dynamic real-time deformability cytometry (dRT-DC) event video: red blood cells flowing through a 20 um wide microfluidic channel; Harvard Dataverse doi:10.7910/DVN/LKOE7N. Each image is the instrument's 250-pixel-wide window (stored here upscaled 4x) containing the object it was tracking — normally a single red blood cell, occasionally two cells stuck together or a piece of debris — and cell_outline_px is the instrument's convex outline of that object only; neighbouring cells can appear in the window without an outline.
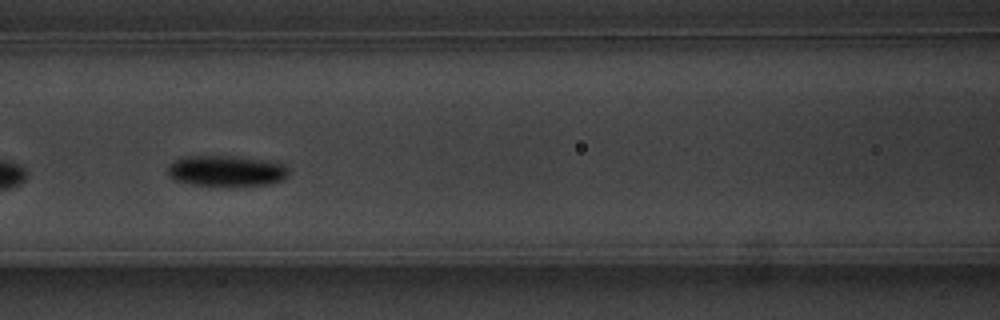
{"species": "common noctule bat (a hibernating species)", "species_latin": "Nyctalus noctula", "temperature_condition": "warm", "stored_images_in_passage": 53, "camera_frame_rate_fps": 3000, "um_per_image_px": 0.085, "animal": {"sex": "male", "body_mass_g": 20.1, "forearm_length_mm": 53.5}, "frame": {"image": 1, "passage_image": 23, "time_ms": 7.333, "image_size_px": [1000, 320], "cell_outline_px": [[288, 176], [284, 180], [268, 184], [192, 184], [176, 180], [168, 176], [168, 164], [172, 160], [184, 156], [240, 156], [276, 160], [284, 164], [288, 168]], "centroid_in_image_um": [19.28, 14.47], "position_along_channel_um": 147.3, "area_um2": 21.79}}
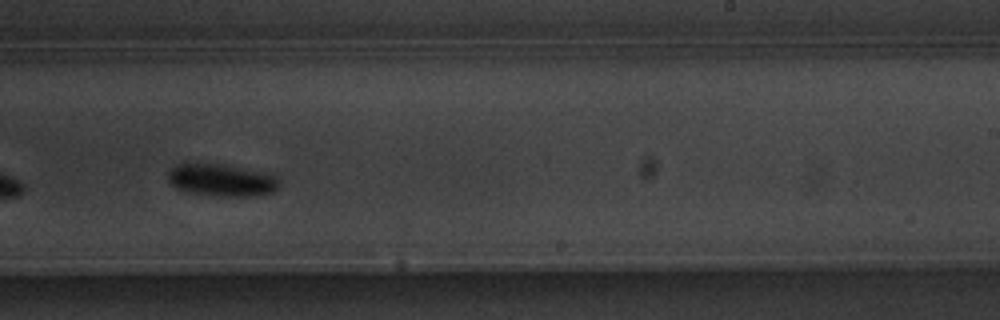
{"frame": {"image": 2, "passage_image": 33, "time_ms": 10.667, "image_size_px": [1000, 320], "cell_outline_px": [[280, 184], [272, 192], [256, 196], [216, 196], [192, 192], [176, 188], [168, 180], [168, 172], [176, 164], [184, 160], [188, 160], [220, 164], [272, 172], [280, 180]], "centroid_in_image_um": [18.84, 15.25], "position_along_channel_um": 270.2, "area_um2": 21.73}}
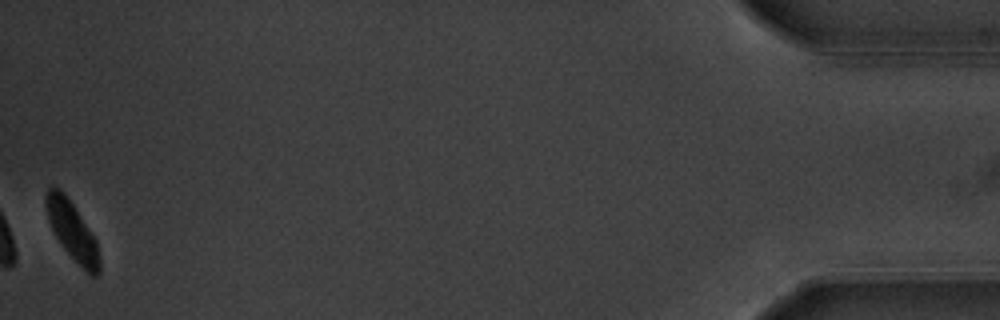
{"frame": {"image": 3, "passage_image": 53, "time_ms": 17.333, "image_size_px": [1000, 320], "cell_outline_px": [[100, 272], [96, 276], [92, 276], [60, 244], [48, 220], [44, 200], [44, 196], [48, 188], [52, 184], [60, 188], [64, 192], [96, 240], [100, 260]], "centroid_in_image_um": [6.1, 19.56], "position_along_channel_um": 429.1, "area_um2": 17.86}, "authors_computed_cell_mechanics": {"area_um2": 21.7906, "velocity_mm_per_s": 3.6967, "shape_relaxation_time_tau1_ms": 3.209, "shape_relaxation_time_tau2_ms": null, "deformation_change_tau1": 0.1815, "deformation_change_tau2": null}}